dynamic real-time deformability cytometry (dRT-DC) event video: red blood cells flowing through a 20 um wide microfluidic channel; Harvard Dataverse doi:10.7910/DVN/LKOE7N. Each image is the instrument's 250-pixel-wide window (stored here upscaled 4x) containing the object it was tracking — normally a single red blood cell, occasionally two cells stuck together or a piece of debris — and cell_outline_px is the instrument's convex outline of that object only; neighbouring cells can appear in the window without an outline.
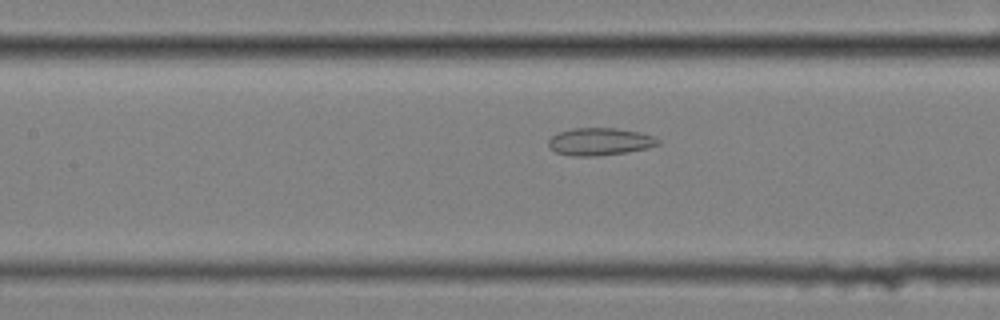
{"species": "common noctule bat (a hibernating species)", "species_latin": "Nyctalus noctula", "temperature_condition": "cold", "stored_images_in_passage": 43, "camera_frame_rate_fps": 3000, "um_per_image_px": 0.085, "animal": {"sex": "female", "body_mass_g": 25.1}, "frame": {"image": 1, "passage_image": 12, "time_ms": 3.667, "image_size_px": [1000, 320], "cell_outline_px": [[660, 144], [648, 148], [628, 152], [596, 156], [572, 156], [556, 152], [548, 144], [548, 140], [552, 136], [560, 132], [572, 128], [616, 128], [640, 132], [652, 136], [660, 140]], "centroid_in_image_um": [51.01, 12.04], "position_along_channel_um": 156.4, "area_um2": 17.51}}
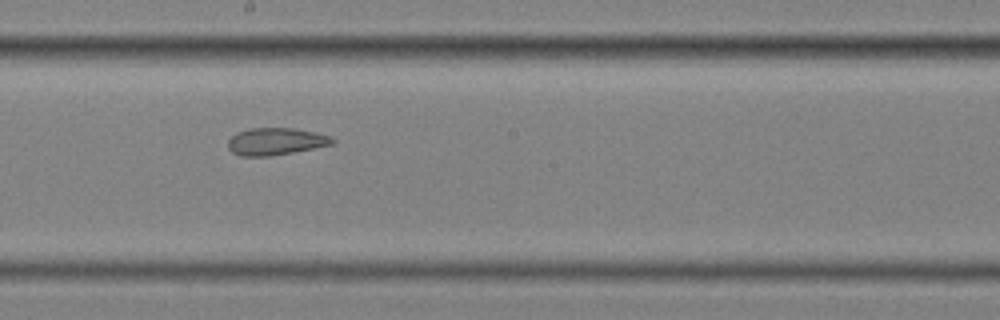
{"frame": {"image": 2, "passage_image": 18, "time_ms": 5.667, "image_size_px": [1000, 320], "cell_outline_px": [[336, 144], [272, 156], [240, 156], [232, 152], [228, 148], [228, 140], [236, 132], [248, 128], [292, 128], [312, 132], [328, 136], [336, 140]], "centroid_in_image_um": [23.42, 12.03], "position_along_channel_um": 224.8, "area_um2": 16.59}}
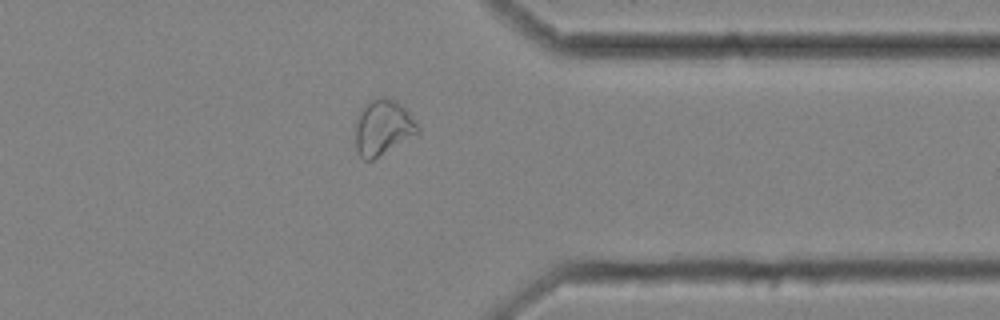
{"frame": {"image": 3, "passage_image": 32, "time_ms": 10.333, "image_size_px": [1000, 320], "cell_outline_px": [[420, 132], [372, 160], [364, 160], [360, 156], [356, 148], [356, 124], [360, 108], [364, 104], [380, 96], [384, 96], [396, 100], [408, 112], [420, 128]], "centroid_in_image_um": [32.53, 10.81], "position_along_channel_um": 378.9, "area_um2": 20.0}, "authors_computed_cell_mechanics": {"area_um2": 18.785, "velocity_mm_per_s": 3.4254, "shape_relaxation_time_tau1_ms": null, "shape_relaxation_time_tau2_ms": 2.4179, "deformation_change_tau1": null, "deformation_change_tau2": 0.0935}}